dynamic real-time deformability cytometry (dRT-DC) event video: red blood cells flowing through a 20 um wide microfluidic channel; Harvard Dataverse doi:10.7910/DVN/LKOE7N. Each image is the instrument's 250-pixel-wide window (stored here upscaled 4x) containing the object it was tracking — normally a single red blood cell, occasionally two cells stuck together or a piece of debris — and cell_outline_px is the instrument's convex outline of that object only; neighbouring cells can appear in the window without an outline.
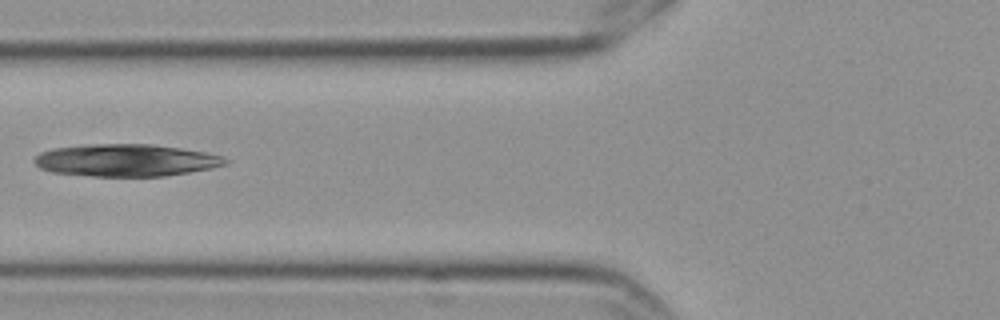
{"species": "Egyptian fruit bat (a non-hibernating species)", "species_latin": "Rousettus aegyptiacus", "temperature_condition": "cold", "stored_images_in_passage": 5, "camera_frame_rate_fps": 3000, "um_per_image_px": 0.085, "frame": {"image": 1, "passage_image": 2, "time_ms": 0.333, "image_size_px": [1000, 320], "cell_outline_px": [[228, 164], [212, 168], [164, 176], [92, 176], [52, 172], [40, 168], [32, 160], [40, 152], [56, 148], [88, 144], [152, 144], [180, 148], [204, 152], [224, 156], [228, 160]], "centroid_in_image_um": [10.72, 13.62], "position_along_channel_um": 115.1, "area_um2": 35.84}}
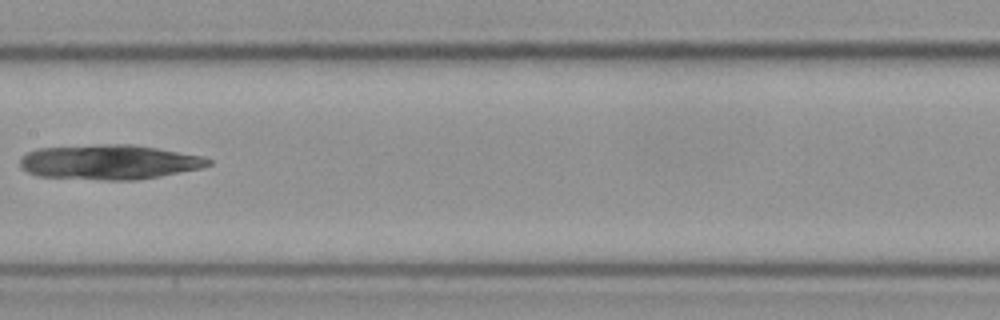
{"frame": {"image": 2, "passage_image": 4, "time_ms": 1.0, "image_size_px": [1000, 320], "cell_outline_px": [[212, 164], [200, 168], [160, 176], [136, 180], [104, 180], [36, 176], [20, 168], [20, 156], [36, 148], [96, 144], [136, 144], [204, 156], [212, 160]], "centroid_in_image_um": [9.26, 13.76], "position_along_channel_um": 198.1, "area_um2": 38.61}}
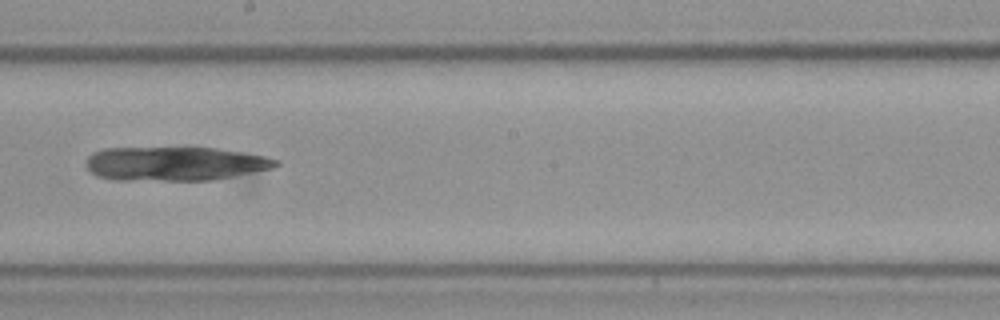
{"frame": {"image": 3, "passage_image": 5, "time_ms": 1.333, "image_size_px": [1000, 320], "cell_outline_px": [[280, 164], [272, 168], [212, 180], [112, 180], [96, 176], [84, 164], [88, 156], [92, 152], [104, 148], [216, 148], [264, 156], [280, 160]], "centroid_in_image_um": [14.81, 13.91], "position_along_channel_um": 233.4, "area_um2": 37.57}}